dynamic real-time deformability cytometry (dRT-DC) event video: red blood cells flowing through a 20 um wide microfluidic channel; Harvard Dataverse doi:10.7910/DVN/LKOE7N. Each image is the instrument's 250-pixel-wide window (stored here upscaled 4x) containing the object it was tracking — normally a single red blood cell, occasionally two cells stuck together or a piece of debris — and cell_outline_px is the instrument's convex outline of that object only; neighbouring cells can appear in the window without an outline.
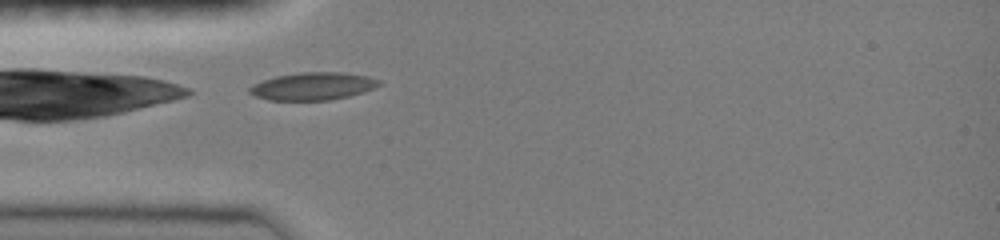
{"species": "common noctule bat (a hibernating species)", "species_latin": "Nyctalus noctula", "temperature_condition": "room temperature", "stored_images_in_passage": 3, "camera_frame_rate_fps": 3000, "um_per_image_px": 0.085, "animal": {"sex": "female", "body_mass_g": 19.0, "forearm_length_mm": 51.5}, "frame": {"image": 1, "passage_image": 1, "time_ms": 0.0, "image_size_px": [1000, 240], "cell_outline_px": [[384, 84], [364, 92], [348, 96], [328, 100], [268, 100], [256, 96], [248, 92], [248, 88], [252, 84], [276, 76], [300, 72], [340, 72], [368, 76], [380, 80]], "centroid_in_image_um": [26.62, 7.32], "position_along_channel_um": 58.4, "area_um2": 20.92}}